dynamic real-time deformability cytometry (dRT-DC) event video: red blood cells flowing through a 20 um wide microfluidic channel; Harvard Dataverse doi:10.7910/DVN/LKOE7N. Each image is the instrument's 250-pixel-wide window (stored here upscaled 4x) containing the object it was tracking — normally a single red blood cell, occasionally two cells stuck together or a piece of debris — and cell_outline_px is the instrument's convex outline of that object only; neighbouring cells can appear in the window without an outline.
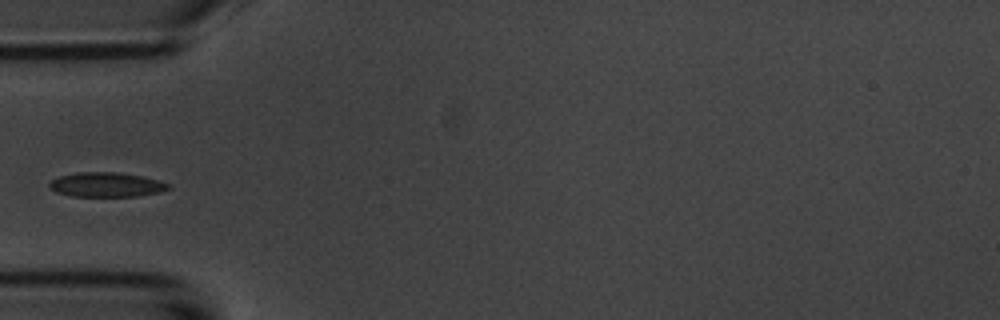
{"species": "common noctule bat (a hibernating species)", "species_latin": "Nyctalus noctula", "temperature_condition": "room temperature", "stored_images_in_passage": 5, "camera_frame_rate_fps": 3000, "um_per_image_px": 0.085, "animal": {"sex": "male", "body_mass_g": 20.1, "forearm_length_mm": 53.5}, "frame": {"image": 1, "passage_image": 5, "time_ms": 4.667, "image_size_px": [1000, 320], "cell_outline_px": [[172, 188], [160, 192], [136, 196], [72, 196], [56, 192], [48, 184], [52, 180], [60, 176], [80, 172], [116, 172], [144, 176], [160, 180], [172, 184]], "centroid_in_image_um": [9.12, 15.69], "position_along_channel_um": 75.9, "area_um2": 17.05}}